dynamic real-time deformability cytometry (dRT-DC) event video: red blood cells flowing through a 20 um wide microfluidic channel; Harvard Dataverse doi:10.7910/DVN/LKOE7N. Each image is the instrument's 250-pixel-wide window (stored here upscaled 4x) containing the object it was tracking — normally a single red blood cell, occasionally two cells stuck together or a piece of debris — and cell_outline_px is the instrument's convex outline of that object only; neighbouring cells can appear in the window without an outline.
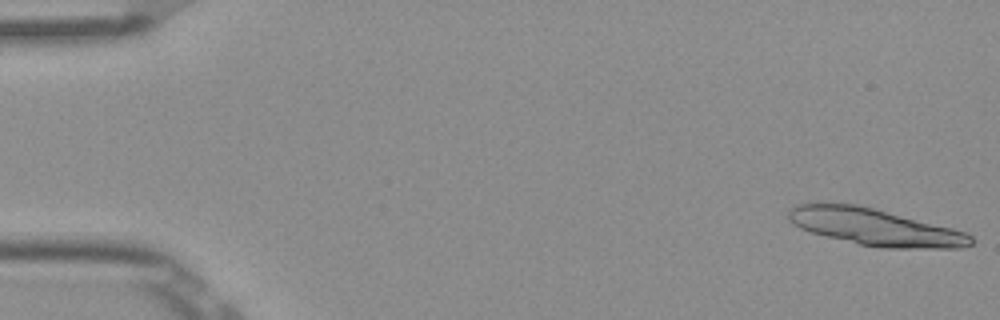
{"species": "Egyptian fruit bat (a non-hibernating species)", "species_latin": "Rousettus aegyptiacus", "temperature_condition": "room temperature", "stored_images_in_passage": 16, "camera_frame_rate_fps": 3000, "um_per_image_px": 0.085, "frame": {"image": 1, "passage_image": 1, "time_ms": 0.0, "image_size_px": [1000, 320], "cell_outline_px": [[976, 240], [972, 244], [964, 248], [880, 248], [860, 244], [812, 232], [800, 228], [788, 220], [788, 208], [796, 204], [856, 204], [968, 232]], "centroid_in_image_um": [74.42, 19.31], "position_along_channel_um": 10.6, "area_um2": 38.78}}